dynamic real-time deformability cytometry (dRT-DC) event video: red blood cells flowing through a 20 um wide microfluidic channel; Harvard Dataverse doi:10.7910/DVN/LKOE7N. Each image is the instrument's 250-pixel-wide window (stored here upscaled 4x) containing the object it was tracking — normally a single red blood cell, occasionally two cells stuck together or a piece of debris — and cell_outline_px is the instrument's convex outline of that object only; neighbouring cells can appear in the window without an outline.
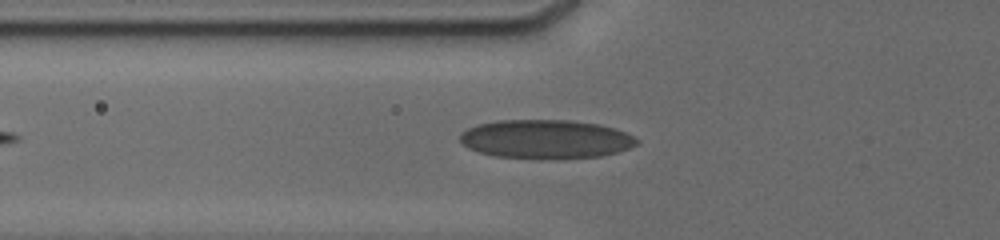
{"species": "human", "species_latin": "Homo sapiens", "temperature_condition": "cold", "stored_images_in_passage": 25, "camera_frame_rate_fps": 3000, "um_per_image_px": 0.085, "donor": {"sex": "male"}, "frame": {"image": 1, "passage_image": 5, "time_ms": 1.667, "image_size_px": [1000, 240], "cell_outline_px": [[640, 140], [636, 144], [628, 148], [616, 152], [600, 156], [556, 160], [536, 160], [496, 156], [480, 152], [468, 148], [460, 140], [460, 132], [476, 124], [496, 120], [572, 120], [600, 124], [636, 136]], "centroid_in_image_um": [46.38, 11.84], "position_along_channel_um": 79.4, "area_um2": 40.69}}
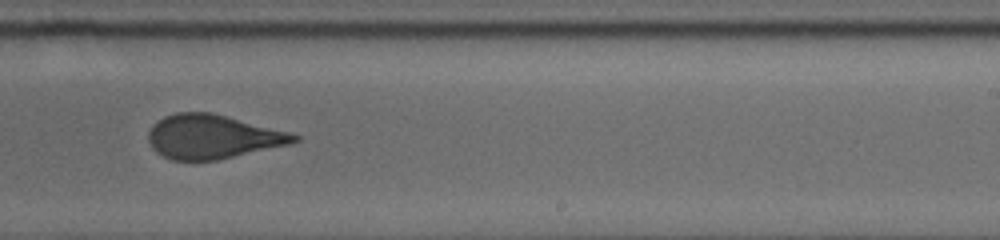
{"frame": {"image": 2, "passage_image": 14, "time_ms": 6.667, "image_size_px": [1000, 240], "cell_outline_px": [[300, 140], [288, 144], [216, 160], [172, 160], [156, 152], [152, 148], [148, 140], [148, 132], [152, 124], [164, 116], [176, 112], [212, 112], [288, 132], [300, 136]], "centroid_in_image_um": [18.01, 11.61], "position_along_channel_um": 271.0, "area_um2": 37.05}}
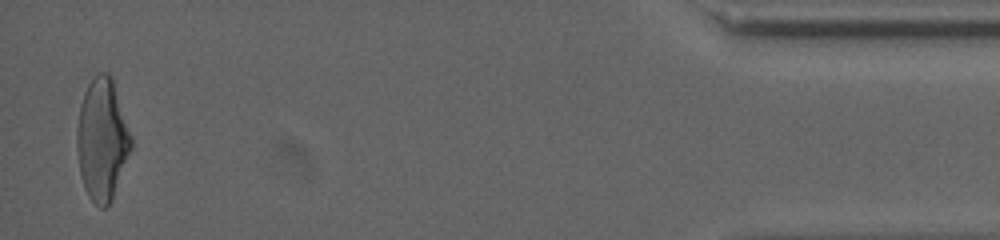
{"frame": {"image": 3, "passage_image": 25, "time_ms": 12.667, "image_size_px": [1000, 240], "cell_outline_px": [[132, 148], [112, 200], [104, 208], [100, 208], [88, 196], [84, 188], [80, 176], [76, 148], [76, 132], [80, 104], [84, 92], [88, 84], [96, 72], [108, 72], [112, 80], [132, 136]], "centroid_in_image_um": [8.67, 11.87], "position_along_channel_um": 426.5, "area_um2": 38.61}, "authors_computed_cell_mechanics": {"area_um2": 37.9746, "velocity_mm_per_s": 3.8227, "shape_relaxation_time_tau1_ms": 8.6862, "shape_relaxation_time_tau2_ms": 0.9027, "deformation_change_tau1": 0.2036, "deformation_change_tau2": 0.0934}}